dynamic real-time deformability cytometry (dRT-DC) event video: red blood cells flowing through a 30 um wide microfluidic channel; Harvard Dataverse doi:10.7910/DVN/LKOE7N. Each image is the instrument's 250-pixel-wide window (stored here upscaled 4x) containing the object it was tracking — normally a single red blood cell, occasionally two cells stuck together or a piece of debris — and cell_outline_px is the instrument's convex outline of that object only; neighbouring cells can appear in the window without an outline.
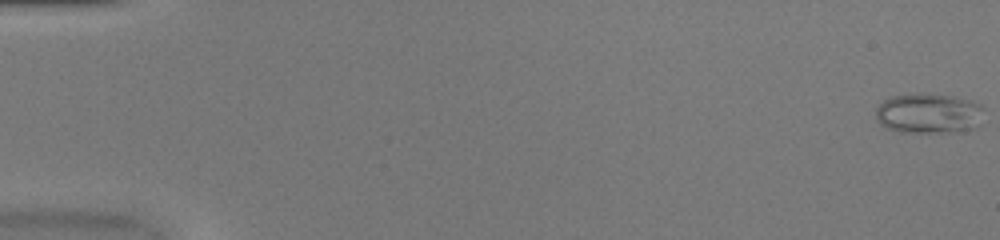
{"species": "common noctule bat (a hibernating species)", "species_latin": "Nyctalus noctula", "temperature_condition": "warm", "stored_images_in_passage": 51, "camera_frame_rate_fps": 3000, "um_per_image_px": 0.085, "animal": {"sex": "female", "body_mass_g": 20.0, "forearm_length_mm": 54.0}, "frame": {"image": 1, "passage_image": 1, "time_ms": 0.0, "image_size_px": [1000, 240], "cell_outline_px": [[980, 124], [972, 128], [948, 132], [900, 132], [884, 128], [876, 120], [876, 108], [884, 100], [892, 96], [916, 92], [920, 92], [952, 96], [972, 100], [980, 104]], "centroid_in_image_um": [78.86, 9.62], "position_along_channel_um": 6.1, "area_um2": 25.37}}
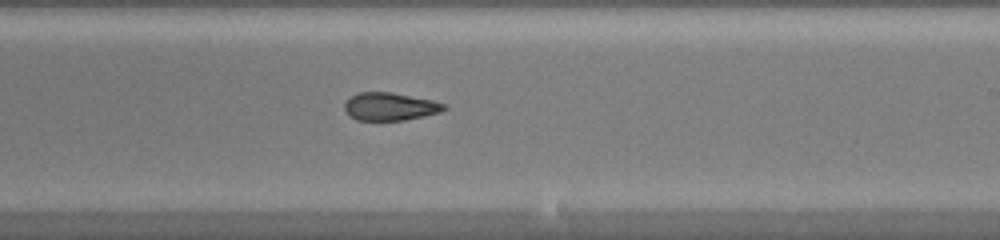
{"frame": {"image": 2, "passage_image": 32, "time_ms": 10.333, "image_size_px": [1000, 240], "cell_outline_px": [[448, 108], [440, 112], [424, 116], [404, 120], [356, 120], [344, 108], [344, 104], [352, 96], [360, 92], [392, 92], [432, 100], [448, 104]], "centroid_in_image_um": [33.21, 9.05], "position_along_channel_um": 255.8, "area_um2": 16.07}}
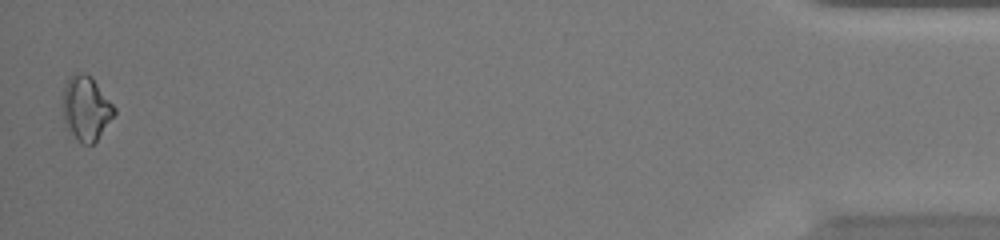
{"frame": {"image": 3, "passage_image": 51, "time_ms": 16.667, "image_size_px": [1000, 240], "cell_outline_px": [[116, 112], [96, 140], [92, 144], [80, 144], [64, 128], [64, 88], [68, 76], [76, 72], [84, 72], [92, 76], [116, 108]], "centroid_in_image_um": [7.3, 9.2], "position_along_channel_um": 427.9, "area_um2": 19.48}, "authors_computed_cell_mechanics": {"area_um2": 17.9758, "velocity_mm_per_s": 4.0965, "shape_relaxation_time_tau1_ms": null, "shape_relaxation_time_tau2_ms": 1.0937, "deformation_change_tau1": null, "deformation_change_tau2": 0.0537}}